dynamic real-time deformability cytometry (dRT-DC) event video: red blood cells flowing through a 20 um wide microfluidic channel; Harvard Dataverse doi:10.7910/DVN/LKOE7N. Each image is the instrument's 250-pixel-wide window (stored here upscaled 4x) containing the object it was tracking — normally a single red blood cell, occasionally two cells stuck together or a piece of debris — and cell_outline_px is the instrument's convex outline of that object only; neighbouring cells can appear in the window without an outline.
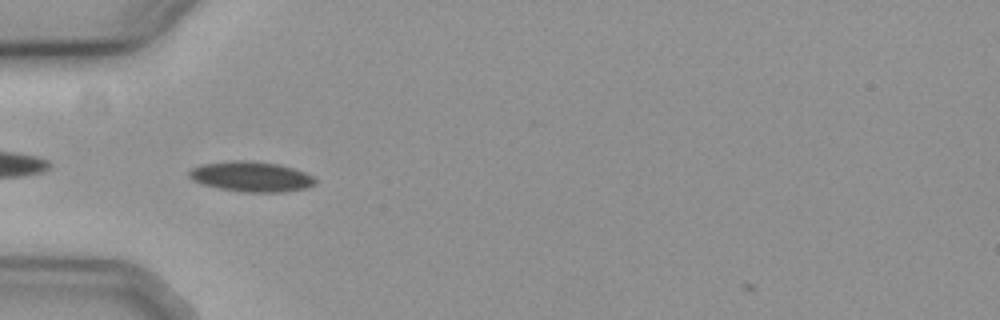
{"species": "common noctule bat (a hibernating species)", "species_latin": "Nyctalus noctula", "temperature_condition": "cold", "stored_images_in_passage": 32, "camera_frame_rate_fps": 3000, "um_per_image_px": 0.085, "animal": {"sex": "female", "body_mass_g": 19.3, "forearm_length_mm": 54.1}, "frame": {"image": 1, "passage_image": 2, "time_ms": 0.333, "image_size_px": [1000, 320], "cell_outline_px": [[316, 184], [304, 188], [284, 192], [244, 192], [220, 188], [204, 184], [192, 180], [188, 176], [188, 172], [192, 168], [200, 164], [232, 160], [252, 160], [280, 164], [304, 172], [312, 176], [316, 180]], "centroid_in_image_um": [21.34, 15.0], "position_along_channel_um": 63.7, "area_um2": 22.25}}
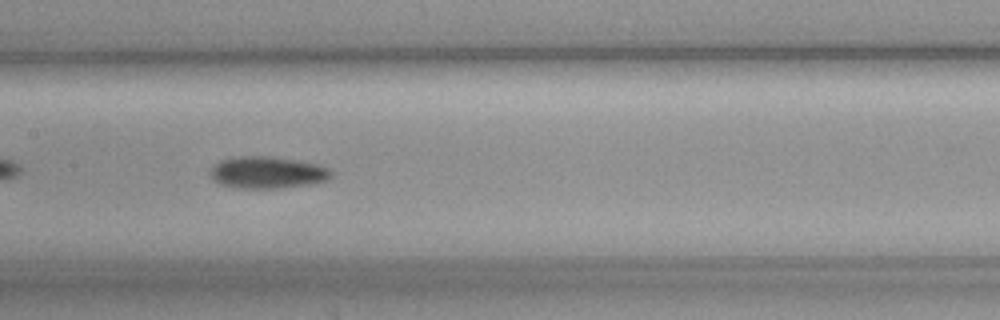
{"frame": {"image": 2, "passage_image": 12, "time_ms": 3.667, "image_size_px": [1000, 320], "cell_outline_px": [[332, 176], [328, 180], [308, 184], [280, 188], [236, 188], [220, 184], [212, 180], [208, 172], [220, 160], [240, 156], [268, 156], [296, 160], [320, 164], [328, 168], [332, 172]], "centroid_in_image_um": [22.71, 14.66], "position_along_channel_um": 184.7, "area_um2": 22.6}}
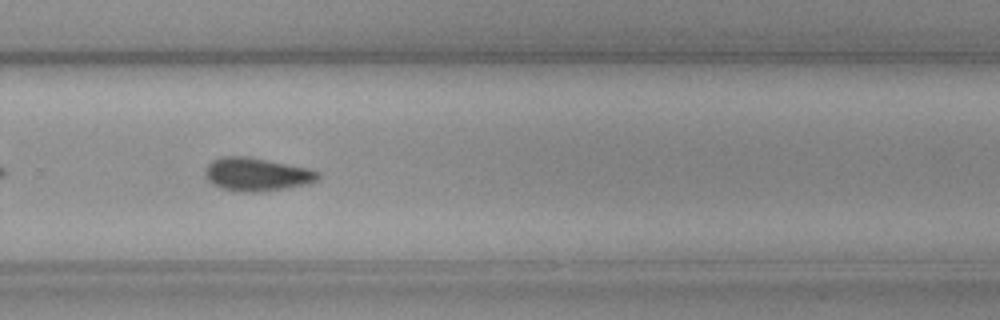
{"frame": {"image": 3, "passage_image": 22, "time_ms": 7.0, "image_size_px": [1000, 320], "cell_outline_px": [[320, 176], [316, 180], [304, 184], [288, 188], [260, 192], [240, 192], [220, 188], [212, 184], [208, 180], [204, 172], [204, 168], [212, 160], [224, 156], [244, 156], [308, 168], [320, 172]], "centroid_in_image_um": [21.78, 14.83], "position_along_channel_um": 308.0, "area_um2": 21.79}, "authors_computed_cell_mechanics": {"area_um2": 21.5883, "velocity_mm_per_s": 3.7137, "shape_relaxation_time_tau1_ms": 5.1588, "shape_relaxation_time_tau2_ms": null, "deformation_change_tau1": 0.1046, "deformation_change_tau2": null}}